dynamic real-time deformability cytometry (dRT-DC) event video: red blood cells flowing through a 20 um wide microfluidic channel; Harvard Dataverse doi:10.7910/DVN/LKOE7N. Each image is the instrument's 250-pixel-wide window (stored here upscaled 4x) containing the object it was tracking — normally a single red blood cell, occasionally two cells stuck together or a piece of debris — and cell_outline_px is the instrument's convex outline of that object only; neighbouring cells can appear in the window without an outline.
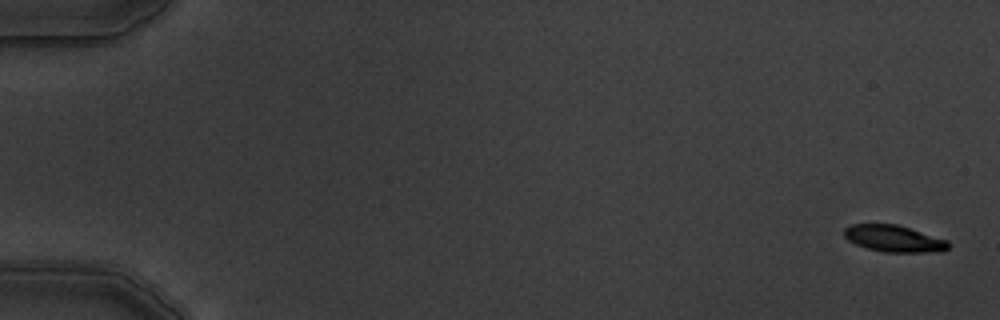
{"species": "common noctule bat (a hibernating species)", "species_latin": "Nyctalus noctula", "temperature_condition": "warm", "stored_images_in_passage": 5, "camera_frame_rate_fps": 3000, "um_per_image_px": 0.085, "animal": {"sex": "male", "body_mass_g": 19.5, "forearm_length_mm": 54.6}, "frame": {"image": 1, "passage_image": 1, "time_ms": 0.0, "image_size_px": [1000, 320], "cell_outline_px": [[948, 248], [944, 252], [884, 252], [868, 248], [856, 244], [848, 240], [844, 236], [844, 228], [848, 224], [896, 224], [948, 240]], "centroid_in_image_um": [75.98, 20.28], "position_along_channel_um": 9.0, "area_um2": 16.18}}
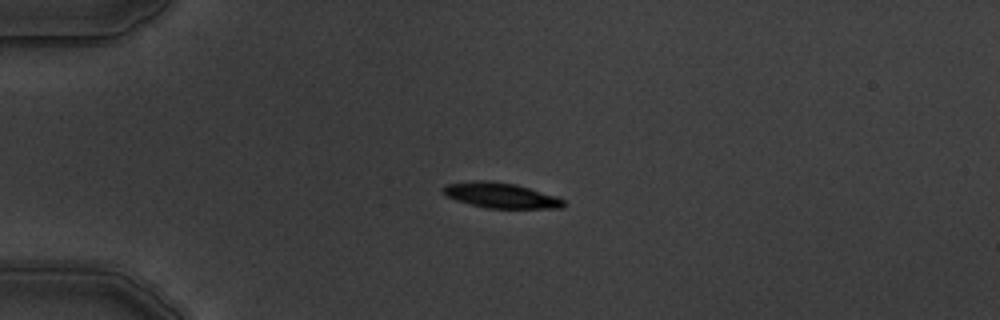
{"frame": {"image": 2, "passage_image": 4, "time_ms": 4.333, "image_size_px": [1000, 320], "cell_outline_px": [[568, 204], [564, 208], [488, 208], [456, 200], [448, 196], [444, 192], [444, 188], [448, 184], [476, 180], [488, 180], [516, 184], [556, 196], [564, 200]], "centroid_in_image_um": [42.65, 16.61], "position_along_channel_um": 42.3, "area_um2": 17.57}}